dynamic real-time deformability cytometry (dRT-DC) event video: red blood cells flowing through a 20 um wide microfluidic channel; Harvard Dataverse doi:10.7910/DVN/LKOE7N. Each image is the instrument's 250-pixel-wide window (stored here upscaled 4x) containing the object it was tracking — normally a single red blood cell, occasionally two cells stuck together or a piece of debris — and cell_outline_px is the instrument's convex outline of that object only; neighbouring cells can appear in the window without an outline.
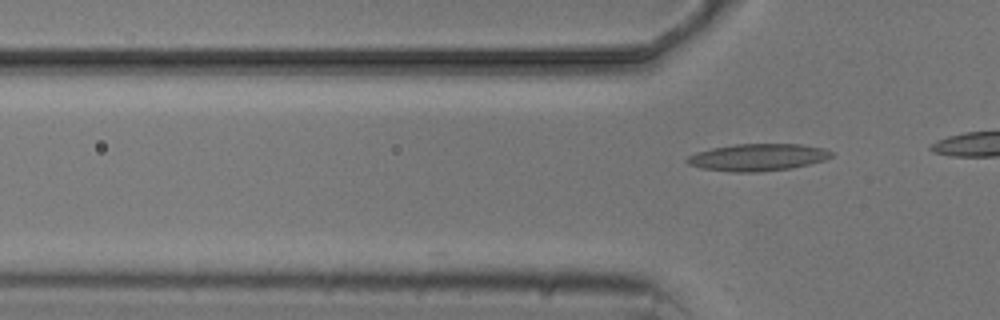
{"species": "common noctule bat (a hibernating species)", "species_latin": "Nyctalus noctula", "temperature_condition": "cold", "stored_images_in_passage": 4, "camera_frame_rate_fps": 3000, "um_per_image_px": 0.085, "animal": {"sex": "male", "body_mass_g": 20.5, "forearm_length_mm": 52.5}, "frame": {"image": 1, "passage_image": 4, "time_ms": 3.333, "image_size_px": [1000, 320], "cell_outline_px": [[832, 156], [824, 160], [792, 168], [756, 172], [732, 172], [700, 168], [688, 164], [684, 160], [688, 156], [696, 152], [712, 148], [736, 144], [800, 144], [824, 148], [832, 152]], "centroid_in_image_um": [64.37, 13.37], "position_along_channel_um": 61.4, "area_um2": 22.77}}